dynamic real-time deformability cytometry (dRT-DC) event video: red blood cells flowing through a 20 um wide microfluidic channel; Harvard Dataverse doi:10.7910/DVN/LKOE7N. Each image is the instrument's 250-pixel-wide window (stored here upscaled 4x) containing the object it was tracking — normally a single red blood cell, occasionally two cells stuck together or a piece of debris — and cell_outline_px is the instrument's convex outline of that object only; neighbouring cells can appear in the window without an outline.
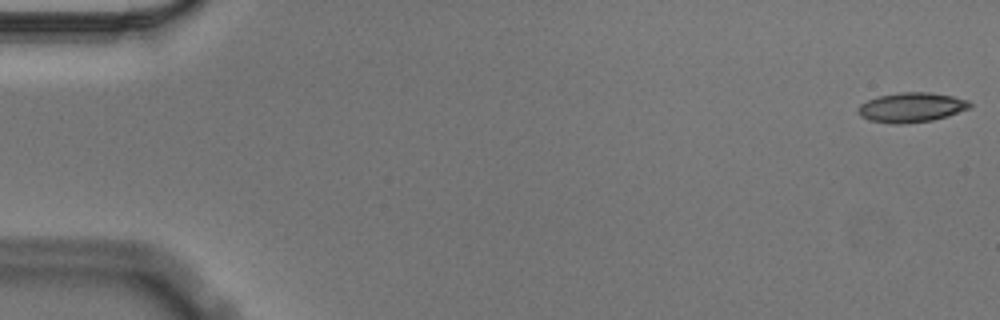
{"species": "Egyptian fruit bat (a non-hibernating species)", "species_latin": "Rousettus aegyptiacus", "temperature_condition": "cold", "stored_images_in_passage": 56, "camera_frame_rate_fps": 3000, "um_per_image_px": 0.085, "animal": {"sex": "male"}, "frame": {"image": 1, "passage_image": 1, "time_ms": 0.0, "image_size_px": [1000, 320], "cell_outline_px": [[972, 108], [948, 116], [932, 120], [904, 124], [892, 124], [868, 120], [860, 116], [856, 112], [856, 108], [860, 104], [868, 100], [880, 96], [900, 92], [928, 92], [952, 96], [968, 100], [972, 104]], "centroid_in_image_um": [77.46, 9.14], "position_along_channel_um": 7.5, "area_um2": 19.54}}
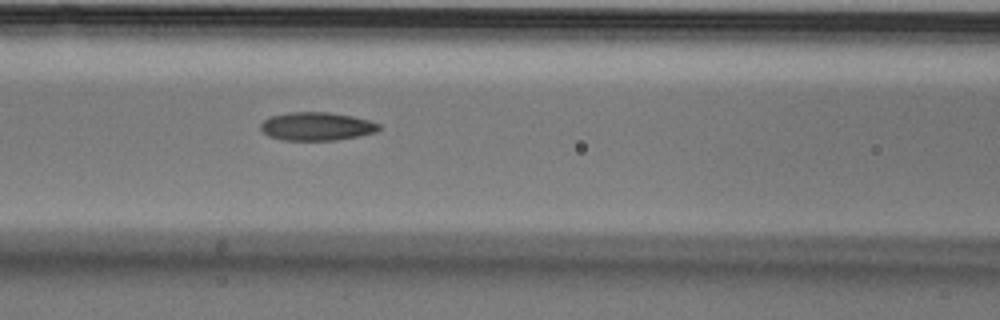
{"frame": {"image": 2, "passage_image": 24, "time_ms": 7.667, "image_size_px": [1000, 320], "cell_outline_px": [[380, 128], [376, 132], [336, 140], [284, 140], [268, 136], [260, 128], [260, 124], [264, 120], [272, 116], [288, 112], [328, 112], [352, 116], [368, 120], [380, 124]], "centroid_in_image_um": [26.9, 10.74], "position_along_channel_um": 139.7, "area_um2": 19.36}}
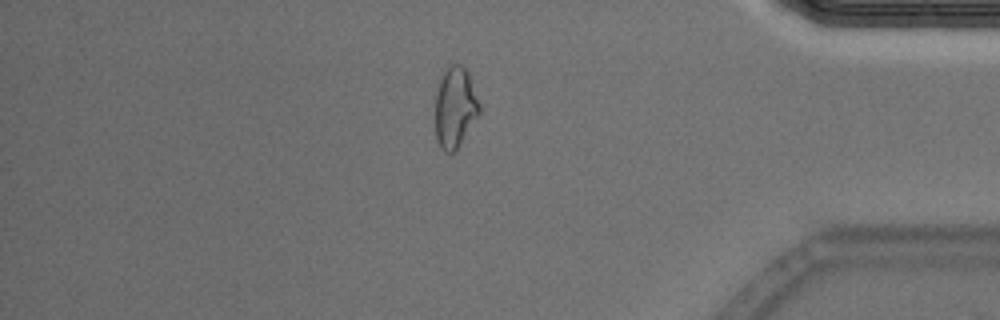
{"frame": {"image": 3, "passage_image": 48, "time_ms": 15.667, "image_size_px": [1000, 320], "cell_outline_px": [[480, 116], [456, 152], [444, 152], [440, 148], [436, 140], [436, 92], [440, 80], [444, 72], [452, 64], [460, 64], [468, 72], [480, 104]], "centroid_in_image_um": [38.71, 9.2], "position_along_channel_um": 396.5, "area_um2": 21.04}, "authors_computed_cell_mechanics": {"area_um2": 19.4786, "velocity_mm_per_s": 3.5721, "shape_relaxation_time_tau1_ms": null, "shape_relaxation_time_tau2_ms": 3.5916, "deformation_change_tau1": null, "deformation_change_tau2": 0.115}}